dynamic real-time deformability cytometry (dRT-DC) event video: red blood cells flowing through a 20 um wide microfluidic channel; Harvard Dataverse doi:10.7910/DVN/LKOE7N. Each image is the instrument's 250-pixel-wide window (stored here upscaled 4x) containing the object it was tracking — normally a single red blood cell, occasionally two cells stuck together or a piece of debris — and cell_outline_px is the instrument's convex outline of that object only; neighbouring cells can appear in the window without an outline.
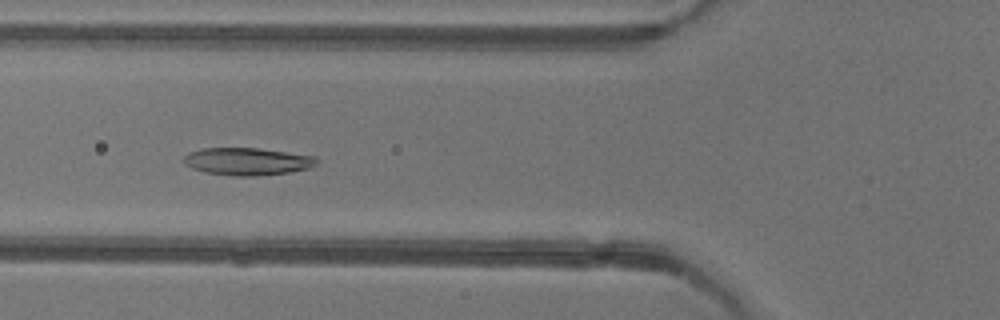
{"species": "common noctule bat (a hibernating species)", "species_latin": "Nyctalus noctula", "temperature_condition": "warm", "stored_images_in_passage": 53, "camera_frame_rate_fps": 3000, "um_per_image_px": 0.085, "animal": {"sex": "female"}, "frame": {"image": 1, "passage_image": 20, "time_ms": 6.333, "image_size_px": [1000, 320], "cell_outline_px": [[320, 160], [316, 164], [308, 168], [292, 172], [252, 176], [232, 176], [204, 172], [192, 168], [184, 164], [184, 156], [188, 152], [204, 148], [256, 148], [316, 156]], "centroid_in_image_um": [21.02, 13.72], "position_along_channel_um": 104.8, "area_um2": 21.33}}
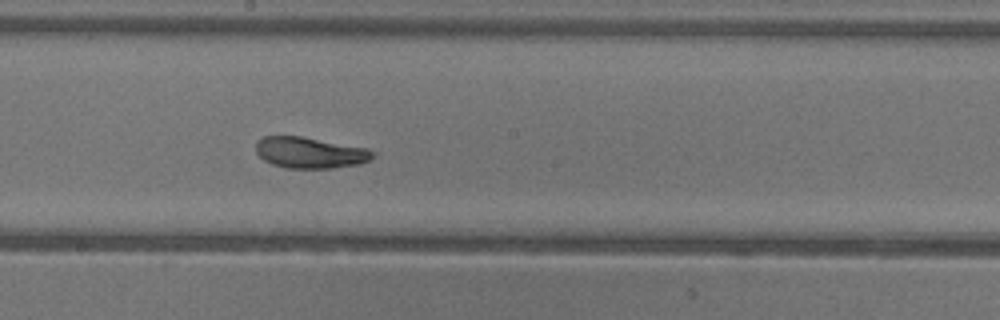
{"frame": {"image": 2, "passage_image": 29, "time_ms": 9.333, "image_size_px": [1000, 320], "cell_outline_px": [[380, 152], [368, 160], [360, 164], [332, 168], [288, 168], [272, 164], [264, 160], [256, 152], [256, 140], [264, 136], [300, 136], [368, 148]], "centroid_in_image_um": [26.38, 12.97], "position_along_channel_um": 221.8, "area_um2": 21.33}}
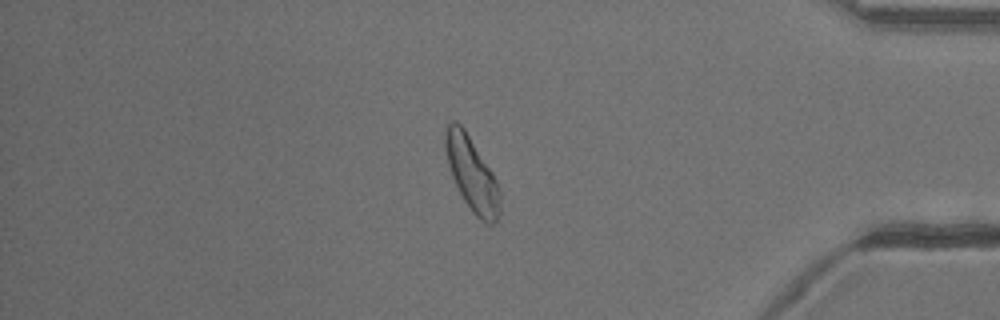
{"frame": {"image": 3, "passage_image": 45, "time_ms": 14.667, "image_size_px": [1000, 320], "cell_outline_px": [[500, 212], [496, 224], [488, 224], [480, 220], [472, 212], [464, 200], [452, 176], [448, 164], [444, 148], [444, 132], [448, 120], [456, 120], [464, 128], [492, 172], [496, 180], [500, 192]], "centroid_in_image_um": [40.1, 14.78], "position_along_channel_um": 395.1, "area_um2": 23.64}, "authors_computed_cell_mechanics": {"area_um2": 22.7154, "velocity_mm_per_s": 3.894, "shape_relaxation_time_tau1_ms": 5.2883, "shape_relaxation_time_tau2_ms": 2.2592, "deformation_change_tau1": 0.1386, "deformation_change_tau2": 0.0905}}